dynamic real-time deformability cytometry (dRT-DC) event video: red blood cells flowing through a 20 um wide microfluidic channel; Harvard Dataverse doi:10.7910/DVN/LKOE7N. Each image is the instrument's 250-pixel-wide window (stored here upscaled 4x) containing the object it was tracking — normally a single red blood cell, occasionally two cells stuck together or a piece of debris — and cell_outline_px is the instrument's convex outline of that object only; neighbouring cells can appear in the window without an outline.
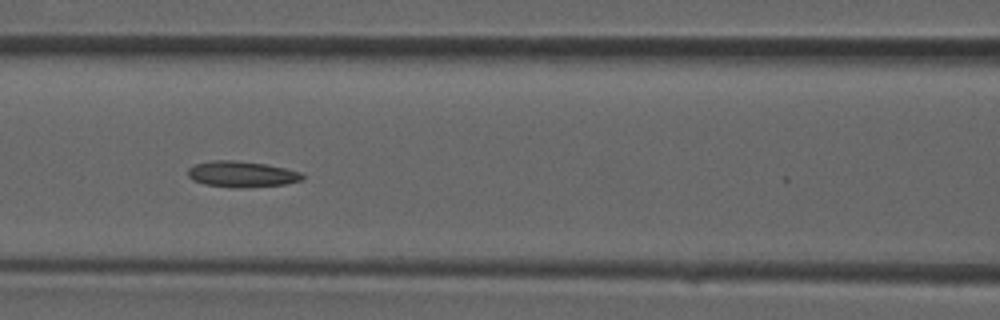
{"species": "common noctule bat (a hibernating species)", "species_latin": "Nyctalus noctula", "temperature_condition": "room temperature", "stored_images_in_passage": 16, "camera_frame_rate_fps": 3000, "um_per_image_px": 0.085, "animal": {"sex": "male", "forearm_length_mm": 52.5}, "frame": {"image": 1, "passage_image": 11, "time_ms": 3.333, "image_size_px": [1000, 320], "cell_outline_px": [[304, 176], [300, 180], [284, 184], [240, 188], [204, 184], [192, 180], [188, 176], [188, 168], [196, 164], [212, 160], [236, 160], [264, 164], [284, 168], [300, 172]], "centroid_in_image_um": [20.5, 14.8], "position_along_channel_um": 146.1, "area_um2": 17.11}}
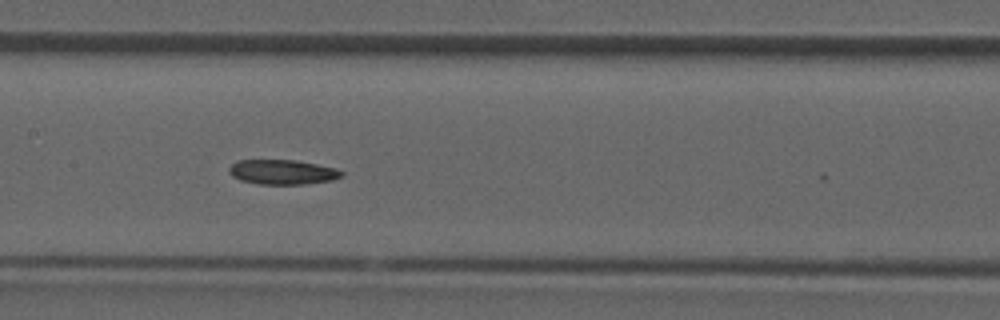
{"frame": {"image": 2, "passage_image": 13, "time_ms": 4.0, "image_size_px": [1000, 320], "cell_outline_px": [[344, 176], [332, 180], [304, 184], [256, 184], [240, 180], [232, 176], [228, 172], [228, 168], [236, 160], [296, 160], [336, 168], [344, 172]], "centroid_in_image_um": [24.0, 14.62], "position_along_channel_um": 183.4, "area_um2": 16.36}}
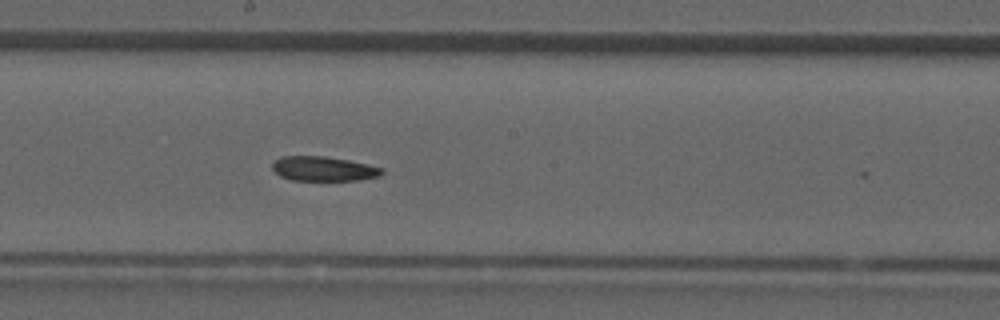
{"frame": {"image": 3, "passage_image": 15, "time_ms": 4.667, "image_size_px": [1000, 320], "cell_outline_px": [[384, 172], [380, 176], [360, 180], [292, 180], [280, 176], [272, 168], [272, 164], [280, 156], [324, 156], [348, 160], [368, 164], [384, 168]], "centroid_in_image_um": [27.53, 14.34], "position_along_channel_um": 220.7, "area_um2": 15.72}}